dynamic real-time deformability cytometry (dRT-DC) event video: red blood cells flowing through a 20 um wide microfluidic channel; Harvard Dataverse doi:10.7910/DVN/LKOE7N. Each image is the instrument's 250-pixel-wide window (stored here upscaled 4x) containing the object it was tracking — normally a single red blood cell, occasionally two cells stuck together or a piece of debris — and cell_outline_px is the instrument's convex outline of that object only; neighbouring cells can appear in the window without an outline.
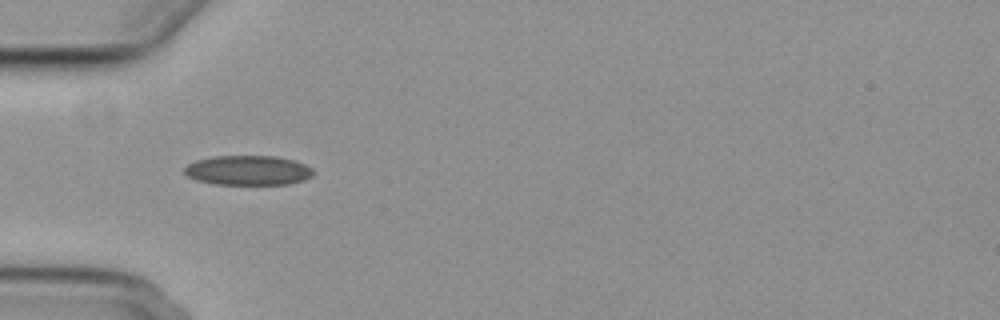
{"species": "common noctule bat (a hibernating species)", "species_latin": "Nyctalus noctula", "temperature_condition": "cold", "stored_images_in_passage": 27, "camera_frame_rate_fps": 3000, "um_per_image_px": 0.085, "animal": {"sex": "female", "body_mass_g": 29.2, "forearm_length_mm": 56.3}, "frame": {"image": 1, "passage_image": 1, "time_ms": 0.0, "image_size_px": [1000, 320], "cell_outline_px": [[312, 176], [304, 180], [288, 184], [212, 184], [196, 180], [188, 176], [184, 172], [184, 168], [188, 164], [196, 160], [212, 156], [276, 156], [296, 160], [312, 168]], "centroid_in_image_um": [21.08, 14.47], "position_along_channel_um": 63.9, "area_um2": 22.37}}
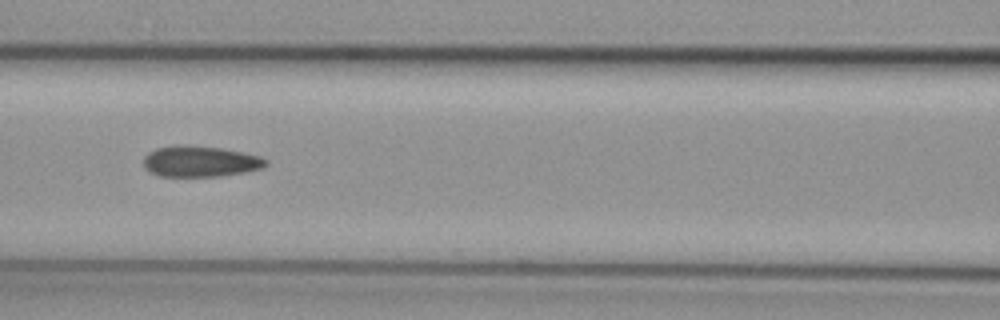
{"frame": {"image": 2, "passage_image": 8, "time_ms": 2.333, "image_size_px": [1000, 320], "cell_outline_px": [[268, 164], [264, 168], [244, 172], [220, 176], [160, 176], [148, 172], [144, 168], [144, 156], [148, 152], [156, 148], [220, 148], [260, 156], [268, 160]], "centroid_in_image_um": [17.05, 13.77], "position_along_channel_um": 149.5, "area_um2": 21.21}}
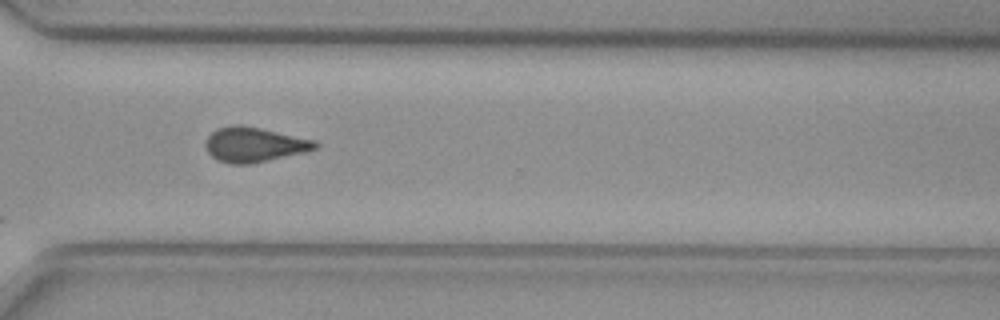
{"frame": {"image": 3, "passage_image": 24, "time_ms": 7.667, "image_size_px": [1000, 320], "cell_outline_px": [[320, 144], [316, 148], [304, 152], [252, 164], [228, 164], [216, 160], [208, 152], [204, 144], [208, 136], [216, 128], [232, 124], [240, 124], [260, 128], [316, 140]], "centroid_in_image_um": [21.58, 12.29], "position_along_channel_um": 349.0, "area_um2": 22.43}, "authors_computed_cell_mechanics": {"area_um2": 21.964, "velocity_mm_per_s": 3.745, "shape_relaxation_time_tau1_ms": null, "shape_relaxation_time_tau2_ms": 3.2918, "deformation_change_tau1": null, "deformation_change_tau2": 0.0911}}